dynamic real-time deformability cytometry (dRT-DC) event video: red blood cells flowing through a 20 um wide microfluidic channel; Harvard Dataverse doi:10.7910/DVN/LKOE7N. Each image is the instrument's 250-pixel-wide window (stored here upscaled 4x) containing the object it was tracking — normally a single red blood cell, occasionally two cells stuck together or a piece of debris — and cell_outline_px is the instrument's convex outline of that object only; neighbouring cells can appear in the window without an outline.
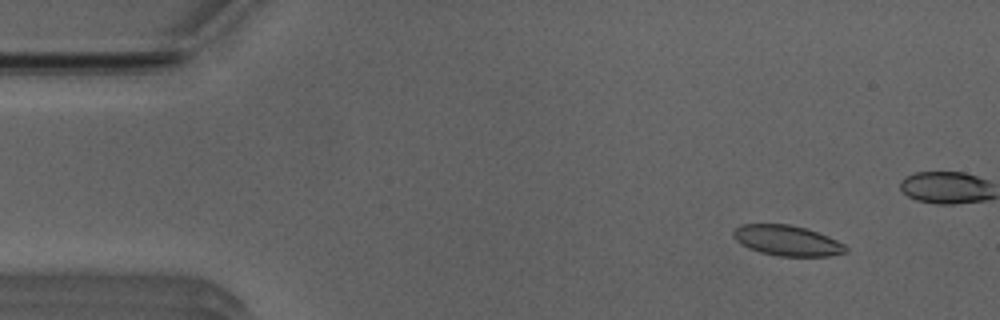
{"species": "Egyptian fruit bat (a non-hibernating species)", "species_latin": "Rousettus aegyptiacus", "temperature_condition": "room temperature", "stored_images_in_passage": 52, "camera_frame_rate_fps": 3000, "um_per_image_px": 0.085, "animal": {"sex": "male"}, "frame": {"image": 1, "passage_image": 5, "time_ms": 1.333, "image_size_px": [1000, 320], "cell_outline_px": [[848, 252], [828, 256], [780, 256], [760, 252], [748, 248], [740, 244], [732, 236], [732, 232], [740, 224], [788, 224], [804, 228], [828, 236], [844, 244], [848, 248]], "centroid_in_image_um": [66.88, 20.45], "position_along_channel_um": 18.1, "area_um2": 19.88}}
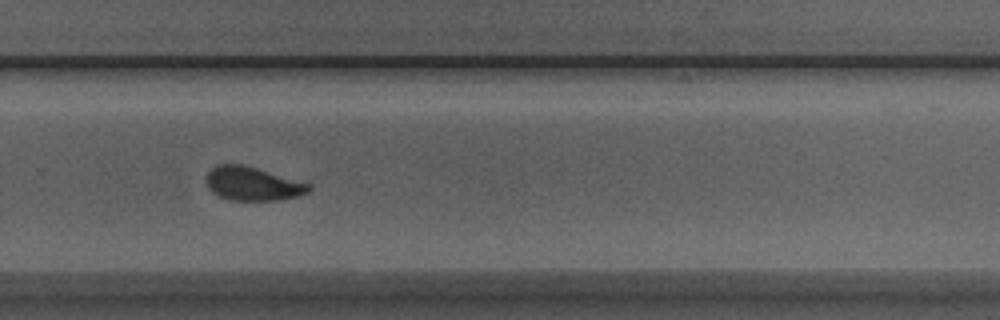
{"frame": {"image": 2, "passage_image": 34, "time_ms": 11.0, "image_size_px": [1000, 320], "cell_outline_px": [[312, 188], [308, 192], [300, 196], [280, 200], [228, 200], [216, 196], [208, 188], [208, 172], [216, 164], [244, 164], [312, 184]], "centroid_in_image_um": [21.5, 15.62], "position_along_channel_um": 308.3, "area_um2": 20.35}}
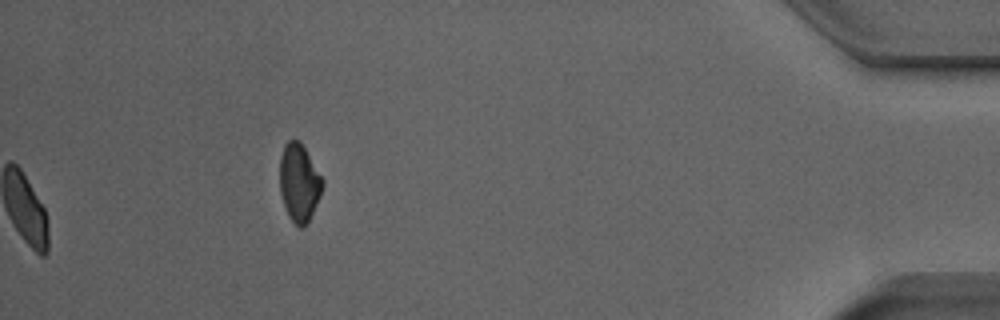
{"frame": {"image": 3, "passage_image": 52, "time_ms": 17.0, "image_size_px": [1000, 320], "cell_outline_px": [[324, 184], [320, 196], [308, 220], [300, 228], [288, 216], [280, 192], [280, 156], [284, 144], [288, 140], [300, 140], [324, 180]], "centroid_in_image_um": [25.42, 15.47], "position_along_channel_um": 409.8, "area_um2": 19.19}, "authors_computed_cell_mechanics": {"area_um2": 20.2589, "velocity_mm_per_s": 3.9196, "shape_relaxation_time_tau1_ms": 2.875, "shape_relaxation_time_tau2_ms": 0.9391, "deformation_change_tau1": 0.0993, "deformation_change_tau2": 0.0642}}